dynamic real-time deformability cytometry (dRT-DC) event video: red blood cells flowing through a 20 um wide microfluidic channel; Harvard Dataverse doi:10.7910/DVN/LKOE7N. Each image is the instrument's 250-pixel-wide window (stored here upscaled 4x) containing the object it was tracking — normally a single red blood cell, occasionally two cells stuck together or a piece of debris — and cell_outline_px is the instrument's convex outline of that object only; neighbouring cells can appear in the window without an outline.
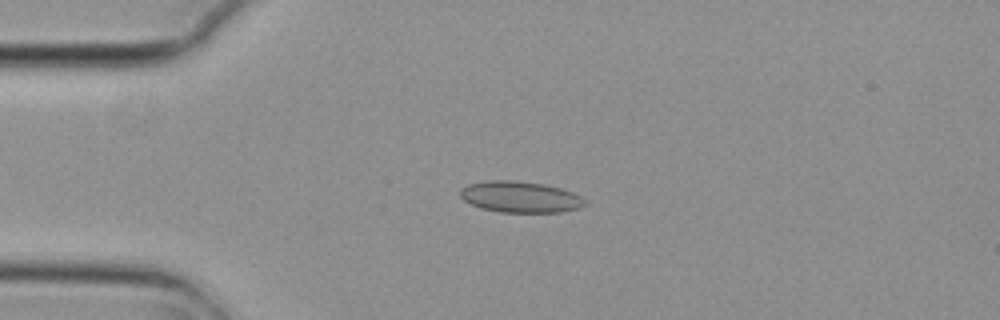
{"species": "common noctule bat (a hibernating species)", "species_latin": "Nyctalus noctula", "temperature_condition": "cold", "stored_images_in_passage": 7, "camera_frame_rate_fps": 3000, "um_per_image_px": 0.085, "animal": {"sex": "female", "body_mass_g": 29.2, "forearm_length_mm": 56.3}, "frame": {"image": 1, "passage_image": 1, "time_ms": 0.0, "image_size_px": [1000, 320], "cell_outline_px": [[588, 204], [580, 208], [560, 212], [500, 212], [480, 208], [464, 200], [460, 196], [460, 188], [468, 184], [488, 180], [516, 180], [544, 184], [560, 188], [572, 192], [580, 196]], "centroid_in_image_um": [44.21, 16.73], "position_along_channel_um": 40.8, "area_um2": 22.77}}
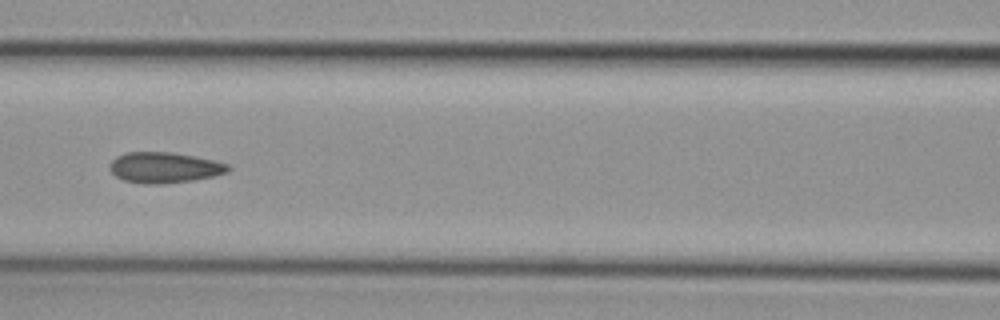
{"frame": {"image": 2, "passage_image": 4, "time_ms": 1.0, "image_size_px": [1000, 320], "cell_outline_px": [[232, 168], [228, 172], [212, 176], [192, 180], [160, 184], [140, 184], [124, 180], [116, 176], [108, 168], [108, 164], [116, 156], [124, 152], [172, 152], [212, 160], [228, 164]], "centroid_in_image_um": [13.92, 14.24], "position_along_channel_um": 152.7, "area_um2": 21.21}}
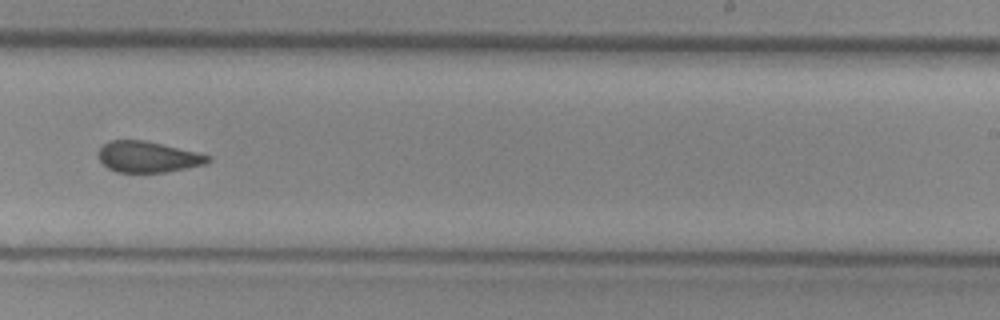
{"frame": {"image": 3, "passage_image": 7, "time_ms": 2.0, "image_size_px": [1000, 320], "cell_outline_px": [[212, 160], [204, 164], [164, 172], [116, 172], [108, 168], [100, 160], [100, 148], [108, 140], [144, 140], [196, 152], [212, 156]], "centroid_in_image_um": [12.57, 13.33], "position_along_channel_um": 276.4, "area_um2": 19.48}}